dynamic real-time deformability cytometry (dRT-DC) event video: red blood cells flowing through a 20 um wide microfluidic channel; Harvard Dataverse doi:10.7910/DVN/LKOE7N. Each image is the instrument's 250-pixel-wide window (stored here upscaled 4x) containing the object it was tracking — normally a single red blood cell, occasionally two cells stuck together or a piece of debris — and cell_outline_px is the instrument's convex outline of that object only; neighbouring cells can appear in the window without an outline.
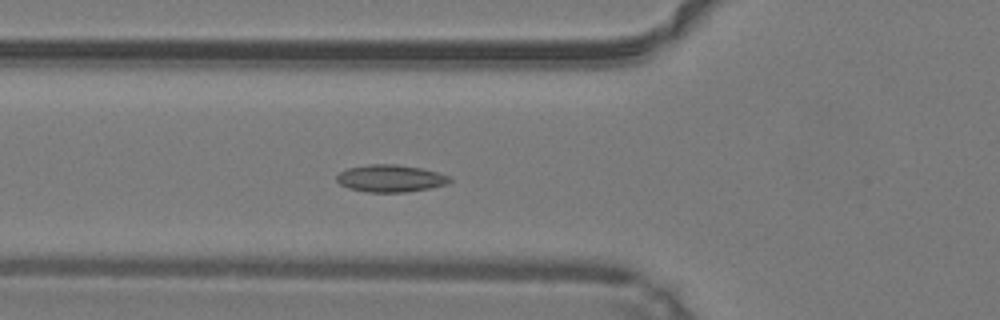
{"species": "common noctule bat (a hibernating species)", "species_latin": "Nyctalus noctula", "temperature_condition": "warm", "stored_images_in_passage": 39, "camera_frame_rate_fps": 3000, "um_per_image_px": 0.085, "animal": {"sex": "male", "body_mass_g": 19.2, "forearm_length_mm": 51.8}, "frame": {"image": 1, "passage_image": 13, "time_ms": 4.0, "image_size_px": [1000, 320], "cell_outline_px": [[452, 180], [448, 184], [428, 188], [404, 192], [368, 192], [348, 188], [340, 184], [336, 180], [336, 176], [340, 172], [348, 168], [368, 164], [396, 164], [420, 168], [452, 176]], "centroid_in_image_um": [33.19, 15.16], "position_along_channel_um": 92.6, "area_um2": 17.92}}
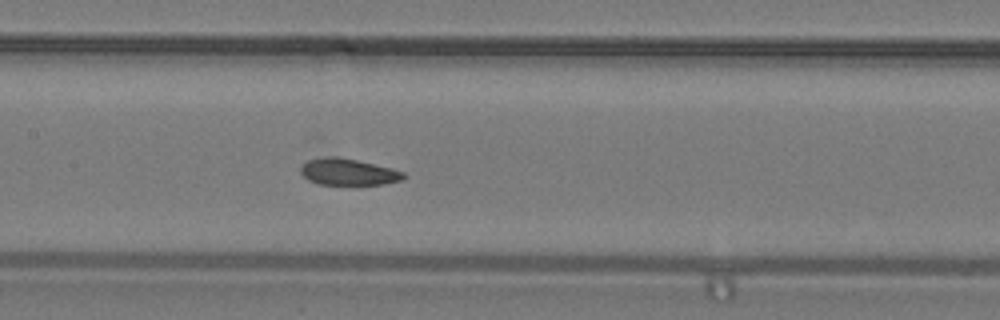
{"frame": {"image": 2, "passage_image": 19, "time_ms": 6.0, "image_size_px": [1000, 320], "cell_outline_px": [[408, 176], [404, 180], [384, 184], [320, 184], [308, 180], [300, 172], [300, 168], [308, 160], [328, 156], [336, 156], [356, 160], [392, 168], [404, 172]], "centroid_in_image_um": [29.64, 14.61], "position_along_channel_um": 177.8, "area_um2": 15.9}}
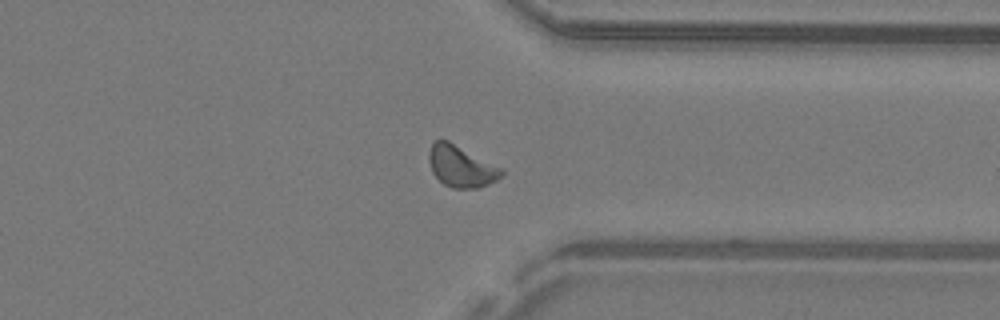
{"frame": {"image": 3, "passage_image": 33, "time_ms": 10.667, "image_size_px": [1000, 320], "cell_outline_px": [[504, 172], [496, 180], [488, 184], [476, 188], [452, 188], [444, 184], [432, 172], [428, 160], [428, 152], [432, 144], [436, 140], [448, 140], [504, 168]], "centroid_in_image_um": [39.2, 14.13], "position_along_channel_um": 372.2, "area_um2": 17.57}, "authors_computed_cell_mechanics": {"area_um2": 16.8198, "velocity_mm_per_s": 4.2287, "shape_relaxation_time_tau1_ms": 3.8162, "shape_relaxation_time_tau2_ms": 2.5177, "deformation_change_tau1": 0.1058, "deformation_change_tau2": 0.0738}}